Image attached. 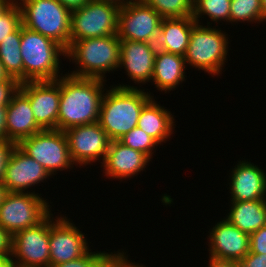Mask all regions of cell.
<instances>
[{"instance_id":"83f0119b","label":"cell","mask_w":266,"mask_h":267,"mask_svg":"<svg viewBox=\"0 0 266 267\" xmlns=\"http://www.w3.org/2000/svg\"><path fill=\"white\" fill-rule=\"evenodd\" d=\"M163 19L192 16L193 0H141Z\"/></svg>"},{"instance_id":"f6af8a7d","label":"cell","mask_w":266,"mask_h":267,"mask_svg":"<svg viewBox=\"0 0 266 267\" xmlns=\"http://www.w3.org/2000/svg\"><path fill=\"white\" fill-rule=\"evenodd\" d=\"M0 267H13L10 259H5L3 257H0Z\"/></svg>"},{"instance_id":"277c9868","label":"cell","mask_w":266,"mask_h":267,"mask_svg":"<svg viewBox=\"0 0 266 267\" xmlns=\"http://www.w3.org/2000/svg\"><path fill=\"white\" fill-rule=\"evenodd\" d=\"M20 53L23 60V82L56 80L64 75L59 74V68L62 61L60 56L65 58L66 50L53 39L31 31L23 25Z\"/></svg>"},{"instance_id":"9a60e30c","label":"cell","mask_w":266,"mask_h":267,"mask_svg":"<svg viewBox=\"0 0 266 267\" xmlns=\"http://www.w3.org/2000/svg\"><path fill=\"white\" fill-rule=\"evenodd\" d=\"M48 177L51 176L41 164L16 146L9 158L2 183L8 192L35 193L28 188L46 181Z\"/></svg>"},{"instance_id":"d590c367","label":"cell","mask_w":266,"mask_h":267,"mask_svg":"<svg viewBox=\"0 0 266 267\" xmlns=\"http://www.w3.org/2000/svg\"><path fill=\"white\" fill-rule=\"evenodd\" d=\"M239 263L240 267H266V254L249 252Z\"/></svg>"},{"instance_id":"6da1fadb","label":"cell","mask_w":266,"mask_h":267,"mask_svg":"<svg viewBox=\"0 0 266 267\" xmlns=\"http://www.w3.org/2000/svg\"><path fill=\"white\" fill-rule=\"evenodd\" d=\"M106 82L99 78L62 75L57 130L98 122Z\"/></svg>"},{"instance_id":"cb8c5ba5","label":"cell","mask_w":266,"mask_h":267,"mask_svg":"<svg viewBox=\"0 0 266 267\" xmlns=\"http://www.w3.org/2000/svg\"><path fill=\"white\" fill-rule=\"evenodd\" d=\"M229 206L224 218L242 232L251 235L266 226V199L230 202Z\"/></svg>"},{"instance_id":"74e56055","label":"cell","mask_w":266,"mask_h":267,"mask_svg":"<svg viewBox=\"0 0 266 267\" xmlns=\"http://www.w3.org/2000/svg\"><path fill=\"white\" fill-rule=\"evenodd\" d=\"M208 267H240V263L235 260L218 259L209 256Z\"/></svg>"},{"instance_id":"f1b7e54d","label":"cell","mask_w":266,"mask_h":267,"mask_svg":"<svg viewBox=\"0 0 266 267\" xmlns=\"http://www.w3.org/2000/svg\"><path fill=\"white\" fill-rule=\"evenodd\" d=\"M119 141L132 149L146 154L150 159L153 158L152 154H154L155 147L159 145L152 137L138 127L126 133Z\"/></svg>"},{"instance_id":"30bf717a","label":"cell","mask_w":266,"mask_h":267,"mask_svg":"<svg viewBox=\"0 0 266 267\" xmlns=\"http://www.w3.org/2000/svg\"><path fill=\"white\" fill-rule=\"evenodd\" d=\"M52 212L35 226L12 236L10 262L13 267H50L49 229L55 220Z\"/></svg>"},{"instance_id":"8992f818","label":"cell","mask_w":266,"mask_h":267,"mask_svg":"<svg viewBox=\"0 0 266 267\" xmlns=\"http://www.w3.org/2000/svg\"><path fill=\"white\" fill-rule=\"evenodd\" d=\"M210 25V22H207V26L196 23L192 27L184 57L186 65L208 72L214 77L222 74L228 55L229 38L223 30Z\"/></svg>"},{"instance_id":"ffe728a7","label":"cell","mask_w":266,"mask_h":267,"mask_svg":"<svg viewBox=\"0 0 266 267\" xmlns=\"http://www.w3.org/2000/svg\"><path fill=\"white\" fill-rule=\"evenodd\" d=\"M6 118V139L17 144L42 131L37 125L29 99L19 89L6 105Z\"/></svg>"},{"instance_id":"603a6c76","label":"cell","mask_w":266,"mask_h":267,"mask_svg":"<svg viewBox=\"0 0 266 267\" xmlns=\"http://www.w3.org/2000/svg\"><path fill=\"white\" fill-rule=\"evenodd\" d=\"M195 24L192 16L162 19L156 42L157 49L185 56Z\"/></svg>"},{"instance_id":"484cf974","label":"cell","mask_w":266,"mask_h":267,"mask_svg":"<svg viewBox=\"0 0 266 267\" xmlns=\"http://www.w3.org/2000/svg\"><path fill=\"white\" fill-rule=\"evenodd\" d=\"M230 7L231 0H193L192 17L198 24H202L200 18H204L203 15L217 24L221 20L230 23Z\"/></svg>"},{"instance_id":"836d02e7","label":"cell","mask_w":266,"mask_h":267,"mask_svg":"<svg viewBox=\"0 0 266 267\" xmlns=\"http://www.w3.org/2000/svg\"><path fill=\"white\" fill-rule=\"evenodd\" d=\"M250 252L266 254V226L250 235Z\"/></svg>"},{"instance_id":"5b68a950","label":"cell","mask_w":266,"mask_h":267,"mask_svg":"<svg viewBox=\"0 0 266 267\" xmlns=\"http://www.w3.org/2000/svg\"><path fill=\"white\" fill-rule=\"evenodd\" d=\"M22 14V25L49 37L65 50L70 46L71 11L58 0H16Z\"/></svg>"},{"instance_id":"ac0fdd59","label":"cell","mask_w":266,"mask_h":267,"mask_svg":"<svg viewBox=\"0 0 266 267\" xmlns=\"http://www.w3.org/2000/svg\"><path fill=\"white\" fill-rule=\"evenodd\" d=\"M231 170V202L266 199V172L261 167L244 159Z\"/></svg>"},{"instance_id":"2e32d148","label":"cell","mask_w":266,"mask_h":267,"mask_svg":"<svg viewBox=\"0 0 266 267\" xmlns=\"http://www.w3.org/2000/svg\"><path fill=\"white\" fill-rule=\"evenodd\" d=\"M208 251L211 257L240 262L250 252V235L225 218L209 230Z\"/></svg>"},{"instance_id":"e0dca14e","label":"cell","mask_w":266,"mask_h":267,"mask_svg":"<svg viewBox=\"0 0 266 267\" xmlns=\"http://www.w3.org/2000/svg\"><path fill=\"white\" fill-rule=\"evenodd\" d=\"M157 50L154 43L121 40L119 70L124 68L135 84L151 82Z\"/></svg>"},{"instance_id":"d6986e66","label":"cell","mask_w":266,"mask_h":267,"mask_svg":"<svg viewBox=\"0 0 266 267\" xmlns=\"http://www.w3.org/2000/svg\"><path fill=\"white\" fill-rule=\"evenodd\" d=\"M151 159L144 153L132 149L119 140L110 141L106 158L101 165L104 176L113 179H128L139 175ZM122 179V180H121Z\"/></svg>"},{"instance_id":"44dd1931","label":"cell","mask_w":266,"mask_h":267,"mask_svg":"<svg viewBox=\"0 0 266 267\" xmlns=\"http://www.w3.org/2000/svg\"><path fill=\"white\" fill-rule=\"evenodd\" d=\"M186 69L184 56L158 49L151 82L161 92L174 91L186 80Z\"/></svg>"},{"instance_id":"4316f807","label":"cell","mask_w":266,"mask_h":267,"mask_svg":"<svg viewBox=\"0 0 266 267\" xmlns=\"http://www.w3.org/2000/svg\"><path fill=\"white\" fill-rule=\"evenodd\" d=\"M262 23V0H231L230 23Z\"/></svg>"},{"instance_id":"7402d4cb","label":"cell","mask_w":266,"mask_h":267,"mask_svg":"<svg viewBox=\"0 0 266 267\" xmlns=\"http://www.w3.org/2000/svg\"><path fill=\"white\" fill-rule=\"evenodd\" d=\"M174 115L165 107L160 106L152 97L139 114L137 127L152 137L159 145L169 141L174 133Z\"/></svg>"},{"instance_id":"5bb4252c","label":"cell","mask_w":266,"mask_h":267,"mask_svg":"<svg viewBox=\"0 0 266 267\" xmlns=\"http://www.w3.org/2000/svg\"><path fill=\"white\" fill-rule=\"evenodd\" d=\"M18 89L29 99L37 125L42 130H57L60 78L22 82Z\"/></svg>"},{"instance_id":"8fae6325","label":"cell","mask_w":266,"mask_h":267,"mask_svg":"<svg viewBox=\"0 0 266 267\" xmlns=\"http://www.w3.org/2000/svg\"><path fill=\"white\" fill-rule=\"evenodd\" d=\"M162 17L141 0L120 7L117 36L120 40L156 44Z\"/></svg>"},{"instance_id":"1f68e13d","label":"cell","mask_w":266,"mask_h":267,"mask_svg":"<svg viewBox=\"0 0 266 267\" xmlns=\"http://www.w3.org/2000/svg\"><path fill=\"white\" fill-rule=\"evenodd\" d=\"M139 263L132 262L123 250L114 251L99 267H136Z\"/></svg>"},{"instance_id":"ee69618b","label":"cell","mask_w":266,"mask_h":267,"mask_svg":"<svg viewBox=\"0 0 266 267\" xmlns=\"http://www.w3.org/2000/svg\"><path fill=\"white\" fill-rule=\"evenodd\" d=\"M7 194H8L7 188L4 186L2 182H0V205L2 204Z\"/></svg>"},{"instance_id":"52a82bcc","label":"cell","mask_w":266,"mask_h":267,"mask_svg":"<svg viewBox=\"0 0 266 267\" xmlns=\"http://www.w3.org/2000/svg\"><path fill=\"white\" fill-rule=\"evenodd\" d=\"M17 146L41 164L52 177L57 171L74 168L64 131L42 130L22 139Z\"/></svg>"},{"instance_id":"4fadbf2b","label":"cell","mask_w":266,"mask_h":267,"mask_svg":"<svg viewBox=\"0 0 266 267\" xmlns=\"http://www.w3.org/2000/svg\"><path fill=\"white\" fill-rule=\"evenodd\" d=\"M85 233L68 217H55L49 229L50 267L86 255L90 249Z\"/></svg>"},{"instance_id":"f546056e","label":"cell","mask_w":266,"mask_h":267,"mask_svg":"<svg viewBox=\"0 0 266 267\" xmlns=\"http://www.w3.org/2000/svg\"><path fill=\"white\" fill-rule=\"evenodd\" d=\"M22 25L20 6L15 2L0 16V43L9 34L15 32Z\"/></svg>"},{"instance_id":"7c38bea8","label":"cell","mask_w":266,"mask_h":267,"mask_svg":"<svg viewBox=\"0 0 266 267\" xmlns=\"http://www.w3.org/2000/svg\"><path fill=\"white\" fill-rule=\"evenodd\" d=\"M68 140L70 157L75 164L86 166L91 162H104L110 139L99 122L72 127L64 131Z\"/></svg>"},{"instance_id":"ba28073f","label":"cell","mask_w":266,"mask_h":267,"mask_svg":"<svg viewBox=\"0 0 266 267\" xmlns=\"http://www.w3.org/2000/svg\"><path fill=\"white\" fill-rule=\"evenodd\" d=\"M39 193L8 192L0 205V226L11 236L43 221L52 210Z\"/></svg>"},{"instance_id":"b9f144b4","label":"cell","mask_w":266,"mask_h":267,"mask_svg":"<svg viewBox=\"0 0 266 267\" xmlns=\"http://www.w3.org/2000/svg\"><path fill=\"white\" fill-rule=\"evenodd\" d=\"M95 1L108 2V3L115 4L119 7H122L128 4L129 2L136 1V0H95Z\"/></svg>"},{"instance_id":"7a4b0ae2","label":"cell","mask_w":266,"mask_h":267,"mask_svg":"<svg viewBox=\"0 0 266 267\" xmlns=\"http://www.w3.org/2000/svg\"><path fill=\"white\" fill-rule=\"evenodd\" d=\"M110 87L102 97L98 122L110 141H116L137 127L143 106L153 96L141 86L119 83Z\"/></svg>"},{"instance_id":"3957f363","label":"cell","mask_w":266,"mask_h":267,"mask_svg":"<svg viewBox=\"0 0 266 267\" xmlns=\"http://www.w3.org/2000/svg\"><path fill=\"white\" fill-rule=\"evenodd\" d=\"M120 41L117 34L73 41L66 50V58L75 62L78 69L67 74L105 80L107 72L119 69Z\"/></svg>"},{"instance_id":"d4e9b609","label":"cell","mask_w":266,"mask_h":267,"mask_svg":"<svg viewBox=\"0 0 266 267\" xmlns=\"http://www.w3.org/2000/svg\"><path fill=\"white\" fill-rule=\"evenodd\" d=\"M21 26L0 43V60L9 77L23 82V60L20 53Z\"/></svg>"},{"instance_id":"7bdbcfd3","label":"cell","mask_w":266,"mask_h":267,"mask_svg":"<svg viewBox=\"0 0 266 267\" xmlns=\"http://www.w3.org/2000/svg\"><path fill=\"white\" fill-rule=\"evenodd\" d=\"M0 80H14L13 78L9 77L8 74L6 73L1 60H0Z\"/></svg>"},{"instance_id":"e575fe53","label":"cell","mask_w":266,"mask_h":267,"mask_svg":"<svg viewBox=\"0 0 266 267\" xmlns=\"http://www.w3.org/2000/svg\"><path fill=\"white\" fill-rule=\"evenodd\" d=\"M18 87L16 80H0V107H6Z\"/></svg>"},{"instance_id":"f35d334b","label":"cell","mask_w":266,"mask_h":267,"mask_svg":"<svg viewBox=\"0 0 266 267\" xmlns=\"http://www.w3.org/2000/svg\"><path fill=\"white\" fill-rule=\"evenodd\" d=\"M63 6H65L71 12L81 8L89 0H58Z\"/></svg>"},{"instance_id":"ab89813d","label":"cell","mask_w":266,"mask_h":267,"mask_svg":"<svg viewBox=\"0 0 266 267\" xmlns=\"http://www.w3.org/2000/svg\"><path fill=\"white\" fill-rule=\"evenodd\" d=\"M6 107H0V140L6 139Z\"/></svg>"},{"instance_id":"bcb514c9","label":"cell","mask_w":266,"mask_h":267,"mask_svg":"<svg viewBox=\"0 0 266 267\" xmlns=\"http://www.w3.org/2000/svg\"><path fill=\"white\" fill-rule=\"evenodd\" d=\"M266 21V0H262V23Z\"/></svg>"},{"instance_id":"8d00e7d4","label":"cell","mask_w":266,"mask_h":267,"mask_svg":"<svg viewBox=\"0 0 266 267\" xmlns=\"http://www.w3.org/2000/svg\"><path fill=\"white\" fill-rule=\"evenodd\" d=\"M12 253V236L0 226V257L10 259Z\"/></svg>"},{"instance_id":"d6a6232c","label":"cell","mask_w":266,"mask_h":267,"mask_svg":"<svg viewBox=\"0 0 266 267\" xmlns=\"http://www.w3.org/2000/svg\"><path fill=\"white\" fill-rule=\"evenodd\" d=\"M17 146V143L11 140H0V182L3 181L6 166L9 158Z\"/></svg>"},{"instance_id":"60d3db41","label":"cell","mask_w":266,"mask_h":267,"mask_svg":"<svg viewBox=\"0 0 266 267\" xmlns=\"http://www.w3.org/2000/svg\"><path fill=\"white\" fill-rule=\"evenodd\" d=\"M16 0H0V16L5 13Z\"/></svg>"},{"instance_id":"9c48e42d","label":"cell","mask_w":266,"mask_h":267,"mask_svg":"<svg viewBox=\"0 0 266 267\" xmlns=\"http://www.w3.org/2000/svg\"><path fill=\"white\" fill-rule=\"evenodd\" d=\"M120 7L95 0H89L81 8L71 12L70 44L87 38L117 34Z\"/></svg>"},{"instance_id":"7dc6e473","label":"cell","mask_w":266,"mask_h":267,"mask_svg":"<svg viewBox=\"0 0 266 267\" xmlns=\"http://www.w3.org/2000/svg\"><path fill=\"white\" fill-rule=\"evenodd\" d=\"M136 267H146L145 265H142V264H138Z\"/></svg>"},{"instance_id":"4dcf8cb0","label":"cell","mask_w":266,"mask_h":267,"mask_svg":"<svg viewBox=\"0 0 266 267\" xmlns=\"http://www.w3.org/2000/svg\"><path fill=\"white\" fill-rule=\"evenodd\" d=\"M112 253L107 251H89L83 257L53 267H99Z\"/></svg>"}]
</instances>
